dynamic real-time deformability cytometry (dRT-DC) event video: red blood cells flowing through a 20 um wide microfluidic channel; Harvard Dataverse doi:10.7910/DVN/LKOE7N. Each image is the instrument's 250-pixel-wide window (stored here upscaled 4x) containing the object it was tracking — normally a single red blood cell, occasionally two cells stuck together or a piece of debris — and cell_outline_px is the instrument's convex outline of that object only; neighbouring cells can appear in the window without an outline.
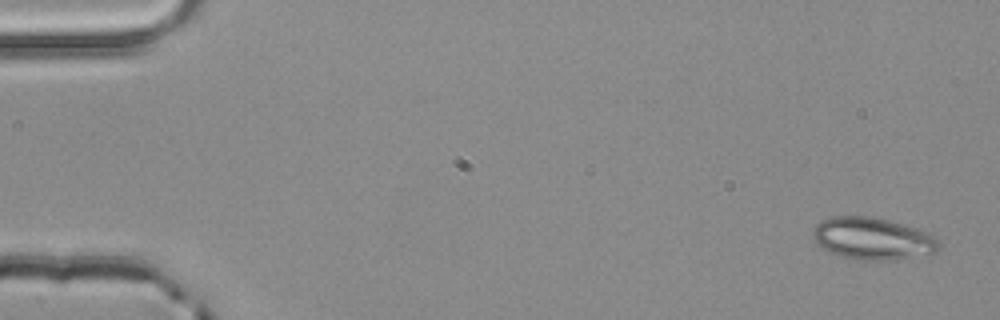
{"species": "common noctule bat (a hibernating species)", "species_latin": "Nyctalus noctula", "temperature_condition": "room temperature", "stored_images_in_passage": 3, "camera_frame_rate_fps": 3000, "um_per_image_px": 0.085, "animal": {"sex": "male", "body_mass_g": 20.4}, "frame": {"image": 1, "passage_image": 1, "time_ms": 0.0, "image_size_px": [1000, 320], "cell_outline_px": [[940, 248], [936, 252], [884, 260], [860, 260], [844, 256], [820, 248], [816, 244], [812, 236], [812, 228], [820, 220], [832, 216], [868, 216], [888, 220], [916, 228], [928, 232], [940, 244]], "centroid_in_image_um": [74.1, 20.25], "position_along_channel_um": 10.9, "area_um2": 30.63}}